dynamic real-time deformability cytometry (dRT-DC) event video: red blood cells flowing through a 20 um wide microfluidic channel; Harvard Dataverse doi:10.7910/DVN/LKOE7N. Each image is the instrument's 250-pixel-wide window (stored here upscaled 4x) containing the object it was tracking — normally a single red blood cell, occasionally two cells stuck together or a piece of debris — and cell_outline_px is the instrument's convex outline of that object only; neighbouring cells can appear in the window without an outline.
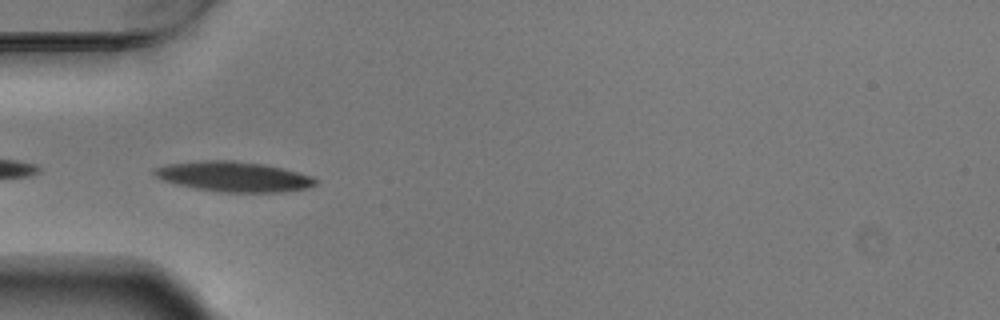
{"species": "Egyptian fruit bat (a non-hibernating species)", "species_latin": "Rousettus aegyptiacus", "temperature_condition": "warm", "stored_images_in_passage": 24, "camera_frame_rate_fps": 3000, "um_per_image_px": 0.085, "animal": {"sex": "male"}, "frame": {"image": 1, "passage_image": 1, "time_ms": 0.0, "image_size_px": [1000, 320], "cell_outline_px": [[316, 184], [308, 188], [284, 192], [220, 192], [192, 188], [160, 180], [152, 172], [152, 168], [164, 164], [200, 160], [232, 160], [264, 164], [312, 176], [316, 180]], "centroid_in_image_um": [19.78, 15.01], "position_along_channel_um": 65.2, "area_um2": 28.55}}
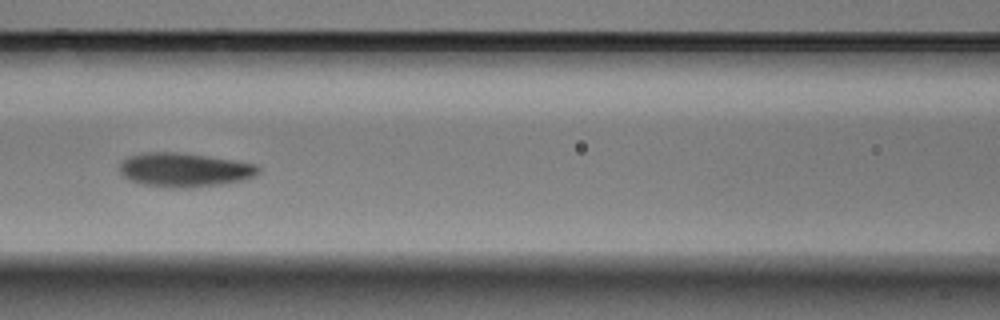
{"frame": {"image": 2, "passage_image": 8, "time_ms": 2.333, "image_size_px": [1000, 320], "cell_outline_px": [[260, 172], [256, 176], [224, 184], [192, 188], [164, 188], [140, 184], [124, 176], [120, 172], [120, 164], [128, 156], [148, 152], [176, 152], [232, 160], [256, 164], [260, 168]], "centroid_in_image_um": [15.68, 14.46], "position_along_channel_um": 150.9, "area_um2": 27.51}}
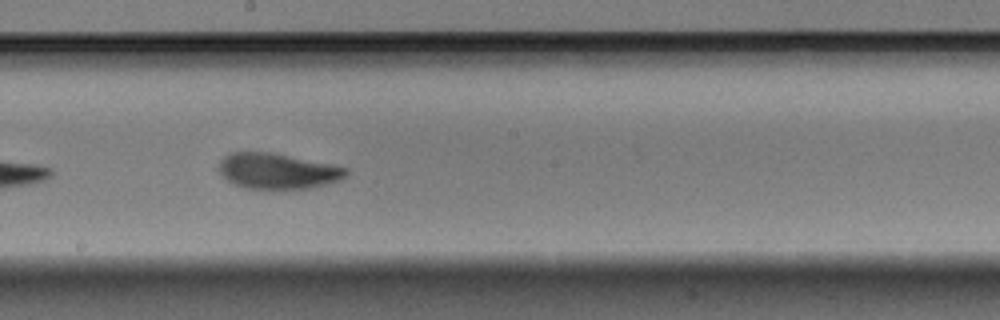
{"frame": {"image": 3, "passage_image": 14, "time_ms": 4.333, "image_size_px": [1000, 320], "cell_outline_px": [[348, 176], [340, 180], [312, 188], [248, 188], [232, 184], [216, 168], [220, 160], [224, 156], [232, 152], [272, 152], [332, 164], [348, 168]], "centroid_in_image_um": [23.6, 14.53], "position_along_channel_um": 224.6, "area_um2": 26.47}}